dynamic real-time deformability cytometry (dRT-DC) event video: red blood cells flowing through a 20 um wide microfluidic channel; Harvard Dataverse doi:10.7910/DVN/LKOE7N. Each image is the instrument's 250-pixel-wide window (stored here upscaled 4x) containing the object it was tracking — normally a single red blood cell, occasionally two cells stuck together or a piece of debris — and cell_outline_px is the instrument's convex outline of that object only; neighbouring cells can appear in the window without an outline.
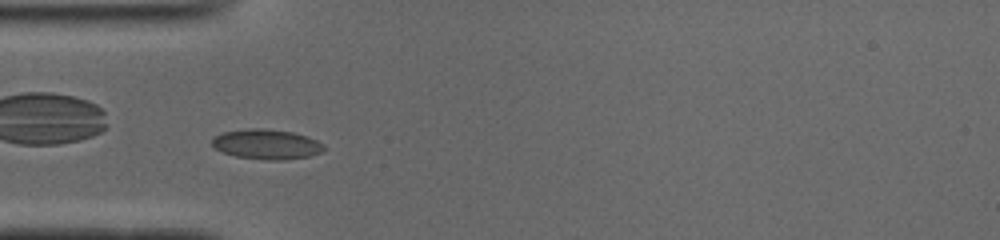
{"species": "common noctule bat (a hibernating species)", "species_latin": "Nyctalus noctula", "temperature_condition": "cold", "stored_images_in_passage": 47, "camera_frame_rate_fps": 3000, "um_per_image_px": 0.085, "animal": {"sex": "male", "body_mass_g": 19.0, "forearm_length_mm": 50.8}, "frame": {"image": 1, "passage_image": 11, "time_ms": 3.333, "image_size_px": [1000, 240], "cell_outline_px": [[324, 148], [320, 152], [308, 156], [284, 160], [268, 160], [236, 156], [224, 152], [216, 148], [212, 144], [212, 136], [224, 132], [248, 128], [264, 128], [292, 132], [308, 136], [324, 144]], "centroid_in_image_um": [22.65, 12.25], "position_along_channel_um": 62.3, "area_um2": 19.42}}
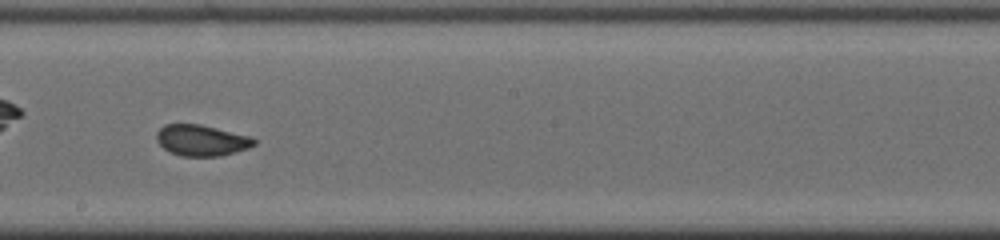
{"frame": {"image": 2, "passage_image": 24, "time_ms": 7.667, "image_size_px": [1000, 240], "cell_outline_px": [[256, 144], [248, 148], [236, 152], [220, 156], [180, 156], [168, 152], [156, 140], [156, 132], [164, 124], [200, 124], [252, 136], [256, 140]], "centroid_in_image_um": [17.13, 11.93], "position_along_channel_um": 231.1, "area_um2": 17.86}}
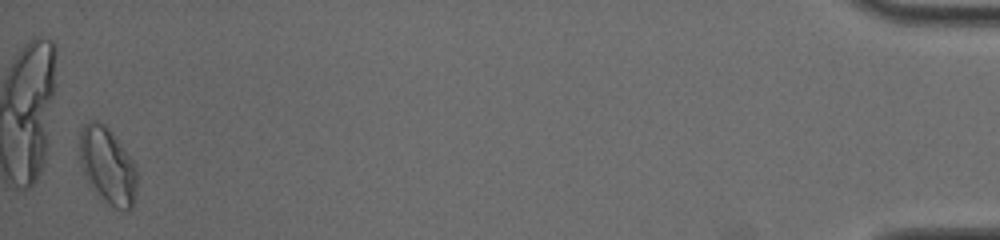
{"frame": {"image": 3, "passage_image": 46, "time_ms": 15.0, "image_size_px": [1000, 240], "cell_outline_px": [[136, 192], [132, 204], [128, 212], [116, 208], [100, 200], [96, 196], [88, 184], [80, 164], [80, 128], [84, 124], [92, 120], [96, 120], [104, 124], [108, 128], [136, 164]], "centroid_in_image_um": [9.12, 14.12], "position_along_channel_um": 426.1, "area_um2": 25.89}, "authors_computed_cell_mechanics": {"area_um2": 18.6694, "velocity_mm_per_s": 3.9162, "shape_relaxation_time_tau1_ms": 3.0737, "shape_relaxation_time_tau2_ms": null, "deformation_change_tau1": 0.0838, "deformation_change_tau2": null}}